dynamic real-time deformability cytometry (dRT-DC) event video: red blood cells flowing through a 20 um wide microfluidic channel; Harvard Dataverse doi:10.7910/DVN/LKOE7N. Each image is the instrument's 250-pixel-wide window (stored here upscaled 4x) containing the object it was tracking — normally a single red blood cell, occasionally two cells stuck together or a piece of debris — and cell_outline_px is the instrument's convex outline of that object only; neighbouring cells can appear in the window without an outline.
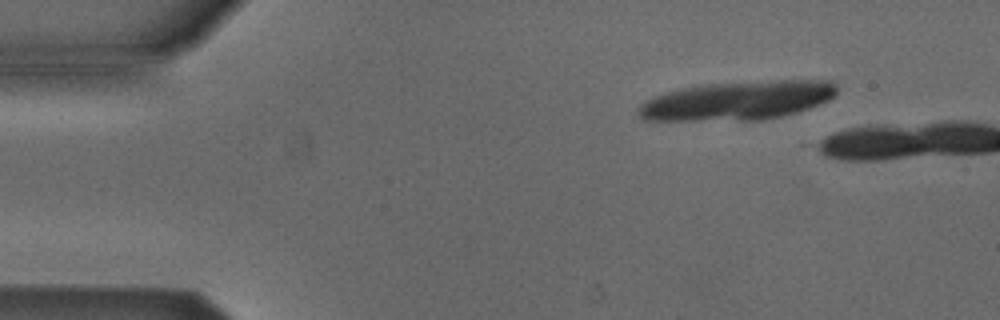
{"species": "Egyptian fruit bat (a non-hibernating species)", "species_latin": "Rousettus aegyptiacus", "temperature_condition": "cold", "stored_images_in_passage": 3, "camera_frame_rate_fps": 3000, "um_per_image_px": 0.085, "animal": {"sex": "male"}, "frame": {"image": 1, "passage_image": 1, "time_ms": 0.0, "image_size_px": [1000, 320], "cell_outline_px": [[832, 92], [828, 96], [812, 104], [800, 108], [784, 112], [764, 116], [652, 116], [644, 112], [648, 104], [672, 96], [696, 92], [728, 88], [792, 84], [828, 84], [832, 88]], "centroid_in_image_um": [62.98, 8.59], "position_along_channel_um": 22.0, "area_um2": 31.44}}